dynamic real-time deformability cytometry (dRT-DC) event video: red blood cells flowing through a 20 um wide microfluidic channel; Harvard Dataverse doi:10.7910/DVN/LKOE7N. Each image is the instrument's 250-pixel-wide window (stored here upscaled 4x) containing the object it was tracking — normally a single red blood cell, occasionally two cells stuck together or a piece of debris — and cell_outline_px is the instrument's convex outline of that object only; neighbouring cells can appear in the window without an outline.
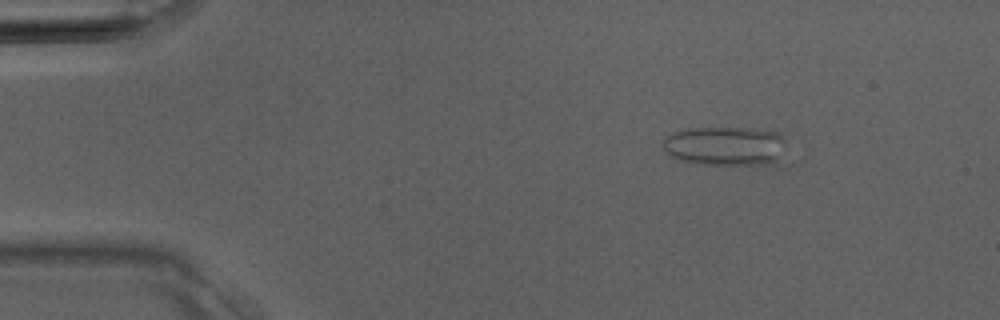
{"species": "Egyptian fruit bat (a non-hibernating species)", "species_latin": "Rousettus aegyptiacus", "temperature_condition": "room temperature", "stored_images_in_passage": 19, "camera_frame_rate_fps": 3000, "um_per_image_px": 0.085, "animal": {"sex": "male"}, "frame": {"image": 1, "passage_image": 6, "time_ms": 1.667, "image_size_px": [1000, 320], "cell_outline_px": [[796, 164], [788, 168], [784, 168], [692, 164], [680, 160], [664, 152], [660, 144], [664, 136], [680, 128], [752, 128], [780, 132]], "centroid_in_image_um": [61.95, 12.52], "position_along_channel_um": 23.0, "area_um2": 31.85}}